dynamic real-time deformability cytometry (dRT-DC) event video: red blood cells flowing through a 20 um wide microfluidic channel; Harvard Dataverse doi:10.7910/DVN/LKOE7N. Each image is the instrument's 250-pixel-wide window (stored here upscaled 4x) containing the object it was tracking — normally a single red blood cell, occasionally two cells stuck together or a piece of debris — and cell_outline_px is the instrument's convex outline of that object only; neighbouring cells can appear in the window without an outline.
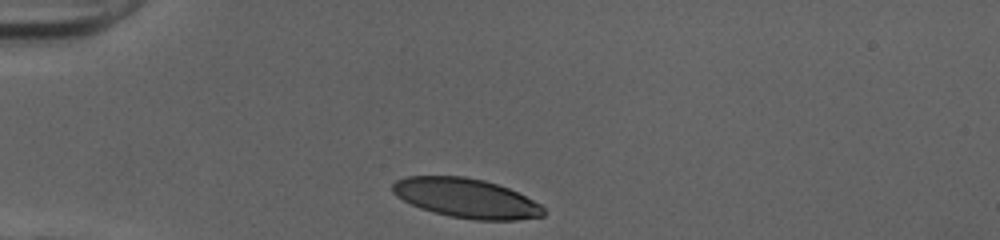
{"species": "human", "species_latin": "Homo sapiens", "temperature_condition": "cold", "stored_images_in_passage": 30, "camera_frame_rate_fps": 3000, "um_per_image_px": 0.085, "donor": {"sex": "female"}, "frame": {"image": 1, "passage_image": 1, "time_ms": 0.0, "image_size_px": [1000, 240], "cell_outline_px": [[544, 216], [516, 220], [476, 220], [448, 216], [420, 208], [396, 196], [392, 192], [392, 184], [396, 180], [404, 176], [464, 176], [484, 180], [508, 188], [540, 204], [544, 208]], "centroid_in_image_um": [39.6, 16.84], "position_along_channel_um": 45.4, "area_um2": 34.56}}
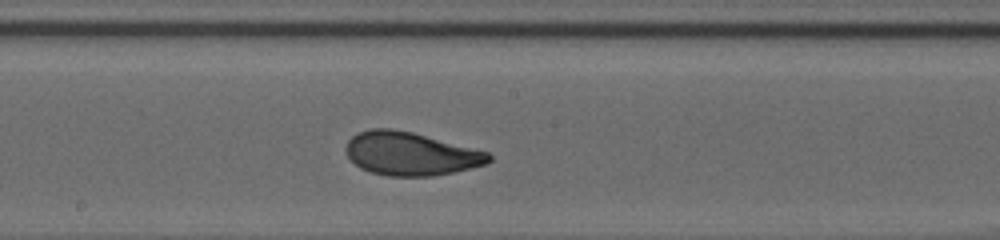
{"frame": {"image": 2, "passage_image": 16, "time_ms": 5.0, "image_size_px": [1000, 240], "cell_outline_px": [[492, 160], [488, 164], [452, 172], [432, 176], [388, 176], [368, 172], [360, 168], [348, 156], [344, 148], [348, 140], [352, 136], [360, 132], [372, 128], [392, 128], [412, 132], [488, 152], [492, 156]], "centroid_in_image_um": [34.88, 13.07], "position_along_channel_um": 213.3, "area_um2": 36.01}}
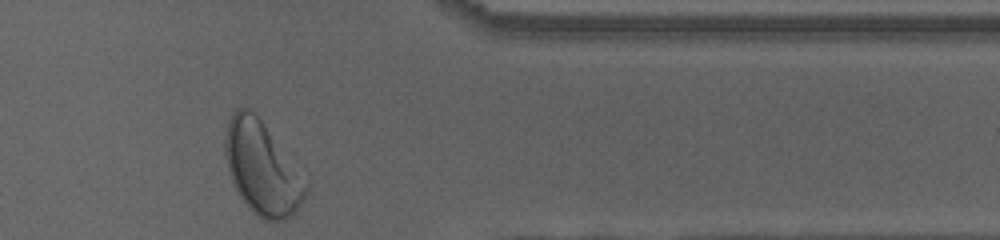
{"frame": {"image": 3, "passage_image": 30, "time_ms": 9.667, "image_size_px": [1000, 240], "cell_outline_px": [[308, 192], [292, 216], [284, 220], [264, 220], [256, 216], [248, 208], [240, 196], [228, 172], [224, 152], [224, 136], [228, 120], [232, 112], [236, 108], [248, 108], [256, 112], [308, 172]], "centroid_in_image_um": [22.36, 14.23], "position_along_channel_um": 389.0, "area_um2": 45.84}, "authors_computed_cell_mechanics": {"area_um2": 35.9227, "velocity_mm_per_s": 4.0015, "shape_relaxation_time_tau1_ms": 3.6156, "shape_relaxation_time_tau2_ms": 0.9723, "deformation_change_tau1": 0.1747, "deformation_change_tau2": 0.066}}